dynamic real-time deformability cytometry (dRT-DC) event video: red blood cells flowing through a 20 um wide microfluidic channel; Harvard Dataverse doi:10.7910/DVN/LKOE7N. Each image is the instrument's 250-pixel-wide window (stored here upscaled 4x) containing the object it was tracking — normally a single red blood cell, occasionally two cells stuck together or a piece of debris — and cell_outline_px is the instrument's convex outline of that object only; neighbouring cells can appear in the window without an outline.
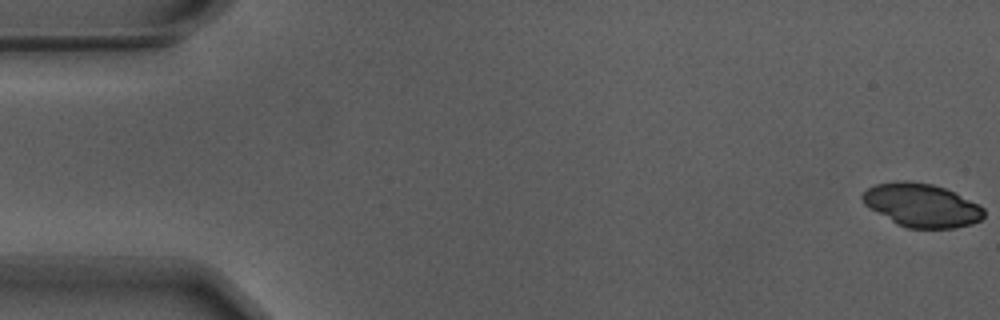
{"species": "Egyptian fruit bat (a non-hibernating species)", "species_latin": "Rousettus aegyptiacus", "temperature_condition": "warm", "stored_images_in_passage": 56, "camera_frame_rate_fps": 3000, "um_per_image_px": 0.085, "animal": {"sex": "male"}, "frame": {"image": 1, "passage_image": 1, "time_ms": 0.0, "image_size_px": [1000, 320], "cell_outline_px": [[984, 216], [980, 220], [972, 224], [956, 228], [908, 228], [896, 224], [864, 204], [860, 196], [868, 188], [876, 184], [900, 180], [908, 180], [932, 184], [944, 188], [984, 208]], "centroid_in_image_um": [78.31, 17.45], "position_along_channel_um": 6.7, "area_um2": 30.46}}